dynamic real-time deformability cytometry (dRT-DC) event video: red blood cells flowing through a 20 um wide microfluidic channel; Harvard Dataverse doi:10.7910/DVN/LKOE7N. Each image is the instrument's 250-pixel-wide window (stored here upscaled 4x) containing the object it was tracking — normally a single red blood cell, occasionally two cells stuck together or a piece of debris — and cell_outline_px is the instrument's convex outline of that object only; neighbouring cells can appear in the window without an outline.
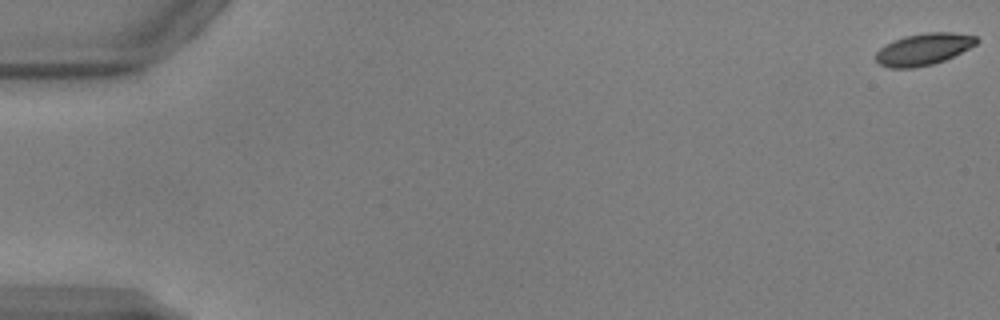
{"species": "common noctule bat (a hibernating species)", "species_latin": "Nyctalus noctula", "temperature_condition": "warm", "stored_images_in_passage": 11, "camera_frame_rate_fps": 3000, "um_per_image_px": 0.085, "animal": {"sex": "male", "body_mass_g": 17.9, "forearm_length_mm": 54.2}, "frame": {"image": 1, "passage_image": 1, "time_ms": 0.0, "image_size_px": [1000, 320], "cell_outline_px": [[980, 40], [976, 44], [944, 60], [932, 64], [912, 68], [888, 68], [880, 64], [876, 60], [876, 52], [880, 48], [904, 36], [924, 32], [952, 32], [976, 36]], "centroid_in_image_um": [78.5, 4.18], "position_along_channel_um": 6.5, "area_um2": 18.44}}